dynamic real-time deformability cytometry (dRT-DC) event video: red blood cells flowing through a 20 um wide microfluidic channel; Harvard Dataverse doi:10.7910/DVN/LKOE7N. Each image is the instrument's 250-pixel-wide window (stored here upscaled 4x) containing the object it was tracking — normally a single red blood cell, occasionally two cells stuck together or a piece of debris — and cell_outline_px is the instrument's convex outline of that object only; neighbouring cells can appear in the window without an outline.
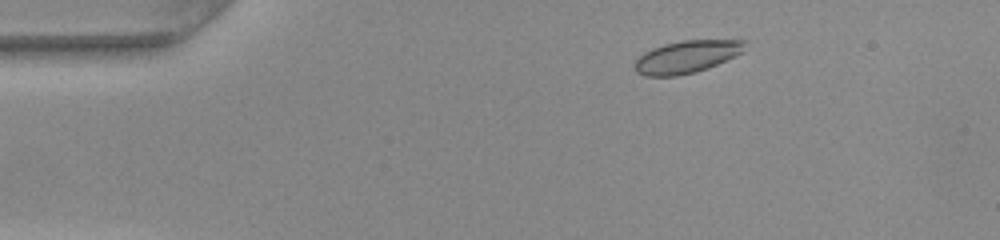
{"species": "common noctule bat (a hibernating species)", "species_latin": "Nyctalus noctula", "temperature_condition": "warm", "stored_images_in_passage": 47, "camera_frame_rate_fps": 3000, "um_per_image_px": 0.085, "animal": {"sex": "female", "body_mass_g": 22.0, "forearm_length_mm": 56.7}, "frame": {"image": 1, "passage_image": 5, "time_ms": 1.333, "image_size_px": [1000, 240], "cell_outline_px": [[748, 40], [744, 52], [708, 68], [696, 72], [676, 76], [644, 76], [636, 72], [632, 64], [644, 52], [652, 48], [664, 44], [680, 40]], "centroid_in_image_um": [58.37, 4.82], "position_along_channel_um": 26.6, "area_um2": 21.1}}
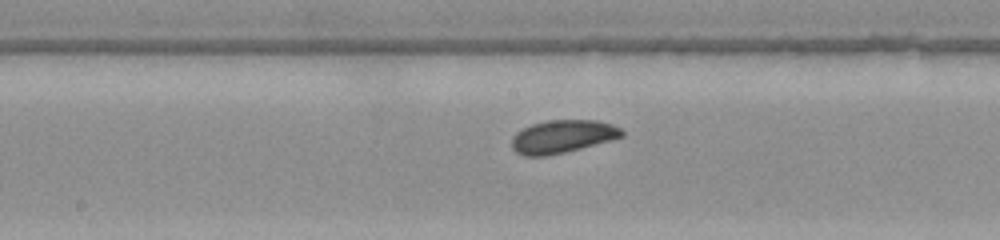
{"frame": {"image": 2, "passage_image": 23, "time_ms": 7.333, "image_size_px": [1000, 240], "cell_outline_px": [[624, 136], [580, 148], [564, 152], [544, 156], [524, 156], [516, 152], [512, 148], [512, 136], [516, 132], [532, 124], [548, 120], [596, 120], [612, 124], [620, 128], [624, 132]], "centroid_in_image_um": [47.79, 11.6], "position_along_channel_um": 200.4, "area_um2": 20.98}}
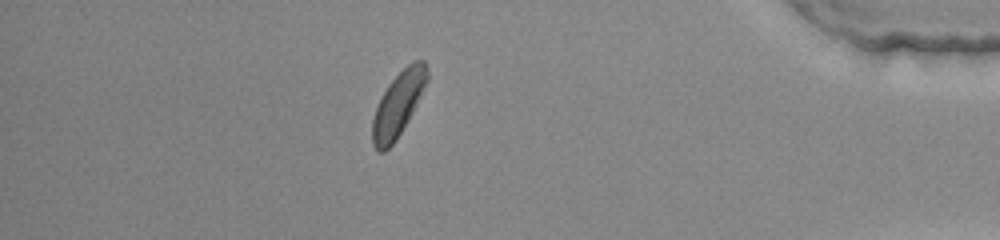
{"frame": {"image": 3, "passage_image": 41, "time_ms": 13.333, "image_size_px": [1000, 240], "cell_outline_px": [[428, 80], [412, 112], [396, 140], [384, 152], [380, 152], [372, 144], [372, 120], [380, 96], [388, 84], [412, 60], [424, 60], [428, 72]], "centroid_in_image_um": [33.83, 8.84], "position_along_channel_um": 401.4, "area_um2": 20.23}, "authors_computed_cell_mechanics": {"area_um2": 20.7502, "velocity_mm_per_s": 4.0295, "shape_relaxation_time_tau1_ms": 2.2746, "shape_relaxation_time_tau2_ms": null, "deformation_change_tau1": 0.0546, "deformation_change_tau2": null}}